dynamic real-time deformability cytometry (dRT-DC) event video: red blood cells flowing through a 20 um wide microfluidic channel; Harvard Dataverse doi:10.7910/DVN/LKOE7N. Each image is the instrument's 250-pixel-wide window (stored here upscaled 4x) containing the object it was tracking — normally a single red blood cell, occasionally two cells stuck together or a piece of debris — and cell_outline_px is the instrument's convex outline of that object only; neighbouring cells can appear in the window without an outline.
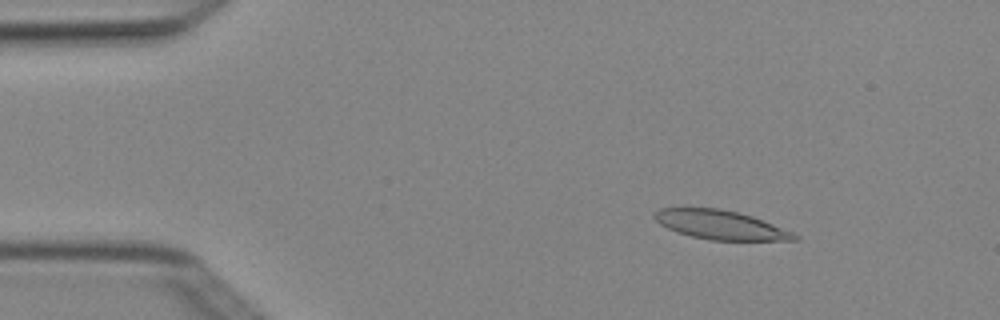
{"species": "Egyptian fruit bat (a non-hibernating species)", "species_latin": "Rousettus aegyptiacus", "temperature_condition": "cold", "stored_images_in_passage": 4, "camera_frame_rate_fps": 3000, "um_per_image_px": 0.085, "animal": {"sex": "female"}, "frame": {"image": 1, "passage_image": 2, "time_ms": 0.333, "image_size_px": [1000, 320], "cell_outline_px": [[800, 240], [712, 240], [692, 236], [676, 232], [660, 224], [652, 216], [652, 212], [660, 208], [720, 208], [752, 216], [792, 232], [800, 236]], "centroid_in_image_um": [61.21, 19.11], "position_along_channel_um": 23.8, "area_um2": 23.52}}